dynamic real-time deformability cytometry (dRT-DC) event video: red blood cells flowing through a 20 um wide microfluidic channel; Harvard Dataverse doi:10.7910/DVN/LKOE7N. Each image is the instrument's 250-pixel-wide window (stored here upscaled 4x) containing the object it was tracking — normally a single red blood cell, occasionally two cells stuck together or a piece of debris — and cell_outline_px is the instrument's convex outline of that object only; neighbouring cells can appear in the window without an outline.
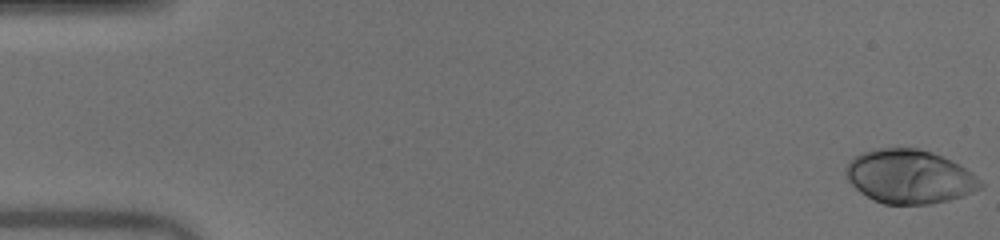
{"species": "human", "species_latin": "Homo sapiens", "temperature_condition": "warm", "stored_images_in_passage": 51, "camera_frame_rate_fps": 3000, "um_per_image_px": 0.085, "donor": {"sex": "male"}, "frame": {"image": 1, "passage_image": 1, "time_ms": 0.0, "image_size_px": [1000, 240], "cell_outline_px": [[984, 184], [980, 188], [960, 196], [948, 200], [932, 204], [884, 204], [860, 192], [844, 176], [844, 168], [860, 152], [876, 148], [916, 148], [932, 152], [952, 160], [960, 164], [972, 172]], "centroid_in_image_um": [77.29, 15.0], "position_along_channel_um": 7.7, "area_um2": 42.14}}
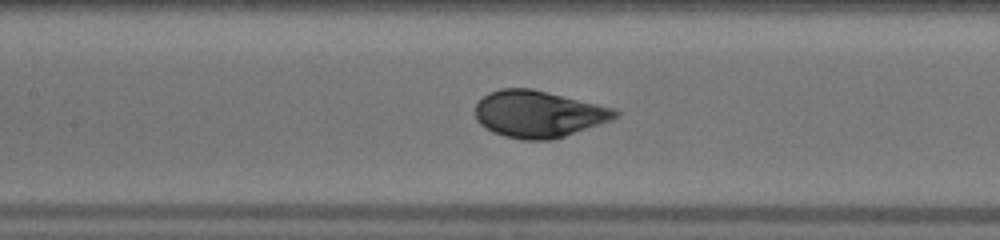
{"frame": {"image": 2, "passage_image": 24, "time_ms": 7.667, "image_size_px": [1000, 240], "cell_outline_px": [[620, 116], [612, 120], [552, 140], [524, 140], [504, 136], [492, 132], [484, 128], [476, 120], [476, 104], [488, 92], [500, 88], [532, 88], [612, 108], [620, 112]], "centroid_in_image_um": [45.74, 9.7], "position_along_channel_um": 161.7, "area_um2": 38.09}}
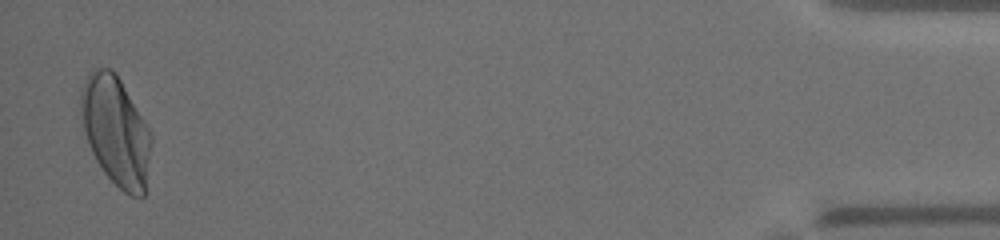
{"frame": {"image": 3, "passage_image": 50, "time_ms": 16.333, "image_size_px": [1000, 240], "cell_outline_px": [[152, 140], [144, 196], [132, 196], [124, 192], [104, 172], [96, 160], [88, 144], [84, 132], [80, 116], [80, 88], [88, 72], [96, 68], [112, 68], [116, 72], [144, 120], [152, 136]], "centroid_in_image_um": [9.82, 11.09], "position_along_channel_um": 425.4, "area_um2": 44.8}, "authors_computed_cell_mechanics": {"area_um2": 39.6508, "velocity_mm_per_s": 4.0542, "shape_relaxation_time_tau1_ms": 2.9204, "shape_relaxation_time_tau2_ms": null, "deformation_change_tau1": 0.1874, "deformation_change_tau2": null}}